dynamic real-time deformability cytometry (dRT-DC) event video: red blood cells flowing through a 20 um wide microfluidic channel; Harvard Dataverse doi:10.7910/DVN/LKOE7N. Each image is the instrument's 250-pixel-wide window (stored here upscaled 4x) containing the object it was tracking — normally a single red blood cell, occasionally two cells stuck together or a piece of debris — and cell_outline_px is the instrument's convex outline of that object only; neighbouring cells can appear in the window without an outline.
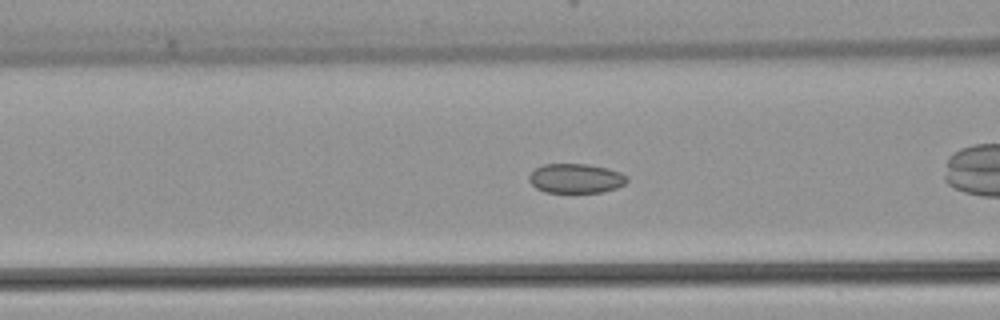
{"species": "common noctule bat (a hibernating species)", "species_latin": "Nyctalus noctula", "temperature_condition": "warm", "stored_images_in_passage": 37, "camera_frame_rate_fps": 3000, "um_per_image_px": 0.085, "animal": {"sex": "female", "body_mass_g": 22.7, "forearm_length_mm": 54.2}, "frame": {"image": 1, "passage_image": 11, "time_ms": 3.333, "image_size_px": [1000, 320], "cell_outline_px": [[628, 180], [624, 184], [616, 188], [600, 192], [544, 192], [536, 188], [528, 180], [528, 176], [536, 168], [544, 164], [588, 164], [608, 168], [620, 172], [628, 176]], "centroid_in_image_um": [48.95, 15.16], "position_along_channel_um": 117.7, "area_um2": 16.82}}